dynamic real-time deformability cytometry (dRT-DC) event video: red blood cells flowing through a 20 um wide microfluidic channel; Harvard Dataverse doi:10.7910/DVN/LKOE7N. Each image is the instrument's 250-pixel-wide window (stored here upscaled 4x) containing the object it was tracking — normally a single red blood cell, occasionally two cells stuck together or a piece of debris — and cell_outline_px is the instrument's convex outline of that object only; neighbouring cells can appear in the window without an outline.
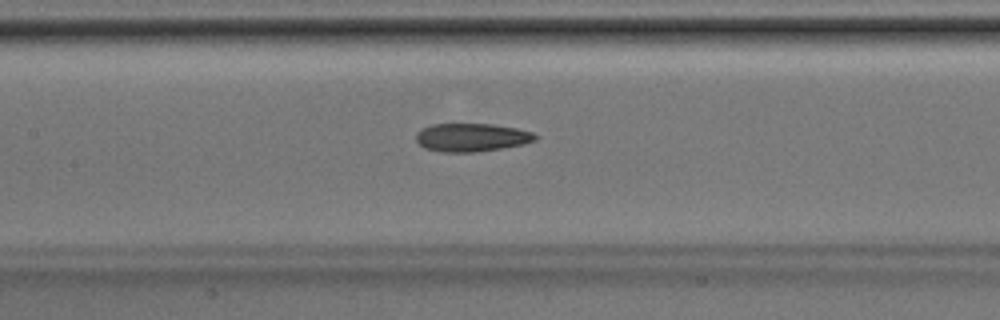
{"species": "Egyptian fruit bat (a non-hibernating species)", "species_latin": "Rousettus aegyptiacus", "temperature_condition": "room temperature", "stored_images_in_passage": 33, "camera_frame_rate_fps": 3000, "um_per_image_px": 0.085, "animal": {"sex": "male"}, "frame": {"image": 1, "passage_image": 19, "time_ms": 6.0, "image_size_px": [1000, 320], "cell_outline_px": [[540, 136], [536, 140], [524, 144], [476, 152], [444, 152], [424, 148], [416, 140], [416, 132], [420, 128], [432, 124], [492, 124], [516, 128], [532, 132]], "centroid_in_image_um": [40.08, 11.67], "position_along_channel_um": 167.3, "area_um2": 19.71}}